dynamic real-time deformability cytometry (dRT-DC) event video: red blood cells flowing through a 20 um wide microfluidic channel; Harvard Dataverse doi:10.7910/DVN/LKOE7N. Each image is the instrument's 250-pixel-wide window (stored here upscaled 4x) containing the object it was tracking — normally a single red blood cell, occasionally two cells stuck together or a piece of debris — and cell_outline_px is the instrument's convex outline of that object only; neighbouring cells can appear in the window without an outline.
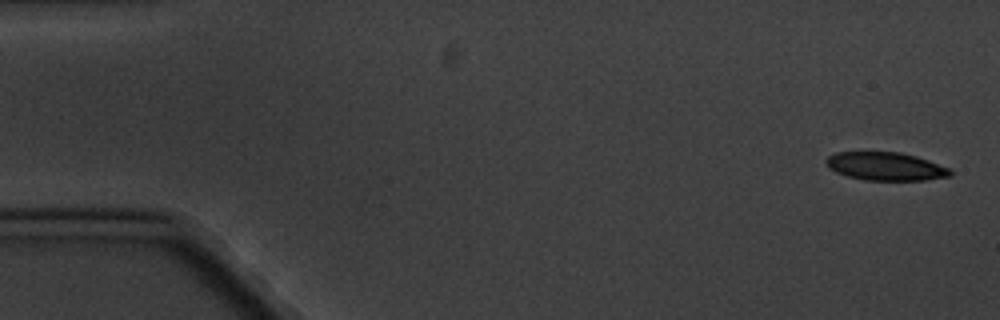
{"species": "common noctule bat (a hibernating species)", "species_latin": "Nyctalus noctula", "temperature_condition": "cold", "stored_images_in_passage": 10, "camera_frame_rate_fps": 3000, "um_per_image_px": 0.085, "animal": {"sex": "male", "body_mass_g": 20.1, "forearm_length_mm": 53.5}, "frame": {"image": 1, "passage_image": 1, "time_ms": 0.0, "image_size_px": [1000, 320], "cell_outline_px": [[952, 176], [924, 180], [864, 180], [848, 176], [836, 172], [828, 168], [824, 160], [828, 156], [836, 152], [900, 152], [916, 156], [928, 160], [948, 168], [952, 172]], "centroid_in_image_um": [75.25, 14.14], "position_along_channel_um": 9.8, "area_um2": 20.4}}
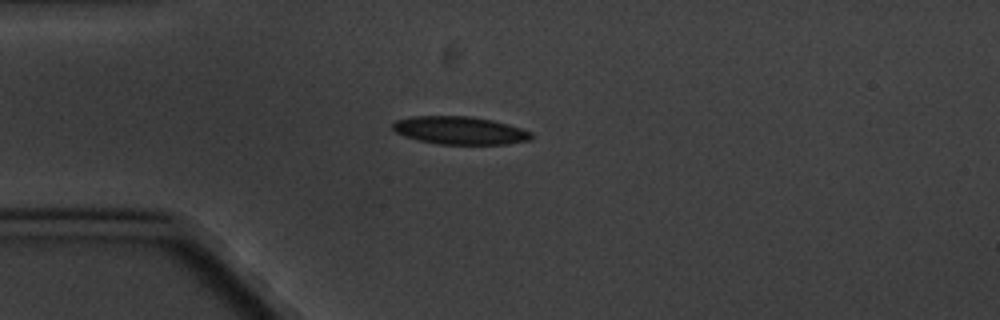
{"frame": {"image": 2, "passage_image": 4, "time_ms": 4.333, "image_size_px": [1000, 320], "cell_outline_px": [[532, 136], [528, 140], [508, 144], [440, 144], [420, 140], [404, 136], [396, 132], [392, 128], [392, 124], [396, 120], [412, 116], [472, 116], [492, 120], [508, 124], [532, 132]], "centroid_in_image_um": [39.08, 11.08], "position_along_channel_um": 45.9, "area_um2": 22.43}}
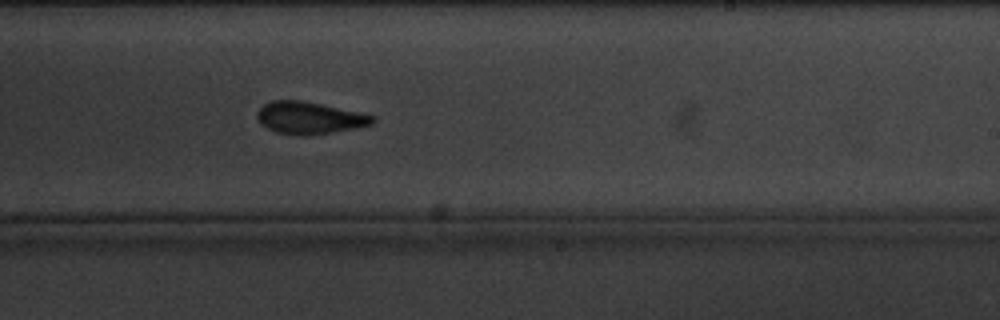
{"frame": {"image": 3, "passage_image": 10, "time_ms": 11.333, "image_size_px": [1000, 320], "cell_outline_px": [[376, 120], [372, 124], [332, 132], [304, 136], [300, 136], [276, 132], [260, 124], [256, 116], [256, 112], [264, 104], [272, 100], [300, 100], [320, 104], [376, 116]], "centroid_in_image_um": [26.25, 10.02], "position_along_channel_um": 262.7, "area_um2": 21.44}}